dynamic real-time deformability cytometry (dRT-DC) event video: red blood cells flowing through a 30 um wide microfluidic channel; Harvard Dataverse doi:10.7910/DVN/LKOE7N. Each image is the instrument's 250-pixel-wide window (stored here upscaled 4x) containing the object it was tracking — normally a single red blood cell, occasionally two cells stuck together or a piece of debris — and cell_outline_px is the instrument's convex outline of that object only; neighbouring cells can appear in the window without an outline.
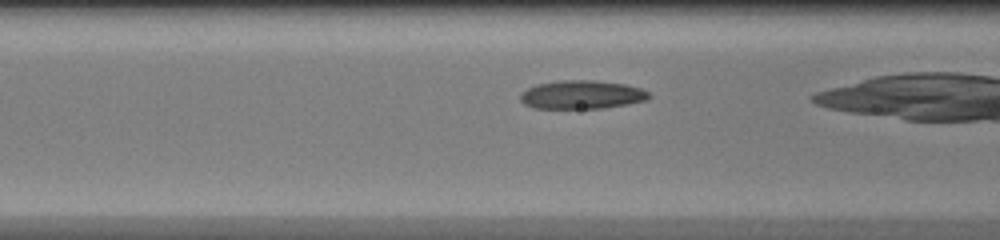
{"species": "common noctule bat (a hibernating species)", "species_latin": "Nyctalus noctula", "temperature_condition": "warm", "stored_images_in_passage": 26, "camera_frame_rate_fps": 3000, "um_per_image_px": 0.085, "animal": {"sex": "female", "body_mass_g": 20.0, "forearm_length_mm": 54.0}, "frame": {"image": 1, "passage_image": 8, "time_ms": 2.333, "image_size_px": [1000, 240], "cell_outline_px": [[652, 96], [648, 100], [628, 104], [600, 108], [536, 108], [524, 104], [520, 100], [520, 92], [536, 84], [560, 80], [592, 80], [624, 84], [640, 88], [648, 92]], "centroid_in_image_um": [49.44, 8.04], "position_along_channel_um": 117.2, "area_um2": 21.39}}
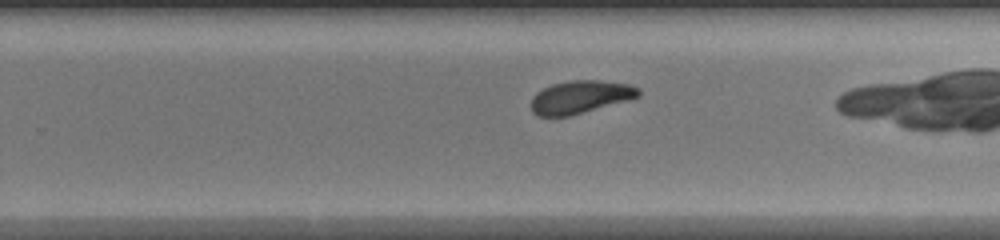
{"frame": {"image": 2, "passage_image": 19, "time_ms": 6.0, "image_size_px": [1000, 240], "cell_outline_px": [[640, 96], [568, 116], [540, 116], [532, 112], [532, 96], [536, 92], [552, 84], [572, 80], [600, 80], [628, 84], [640, 88]], "centroid_in_image_um": [49.31, 8.23], "position_along_channel_um": 280.5, "area_um2": 20.23}}
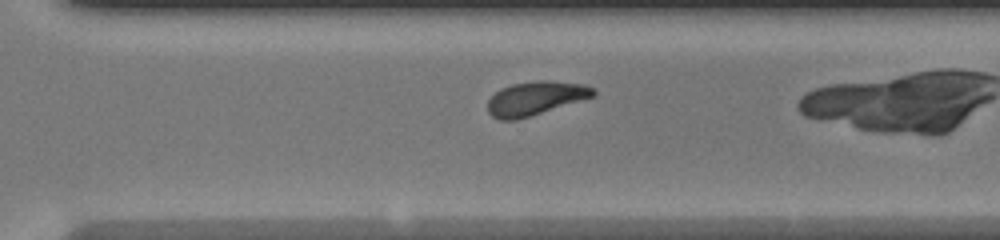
{"frame": {"image": 3, "passage_image": 22, "time_ms": 7.0, "image_size_px": [1000, 240], "cell_outline_px": [[596, 92], [592, 96], [516, 120], [500, 120], [492, 116], [488, 112], [488, 100], [500, 88], [512, 84], [540, 80], [548, 80], [584, 84], [592, 88]], "centroid_in_image_um": [45.45, 8.34], "position_along_channel_um": 325.1, "area_um2": 20.29}}